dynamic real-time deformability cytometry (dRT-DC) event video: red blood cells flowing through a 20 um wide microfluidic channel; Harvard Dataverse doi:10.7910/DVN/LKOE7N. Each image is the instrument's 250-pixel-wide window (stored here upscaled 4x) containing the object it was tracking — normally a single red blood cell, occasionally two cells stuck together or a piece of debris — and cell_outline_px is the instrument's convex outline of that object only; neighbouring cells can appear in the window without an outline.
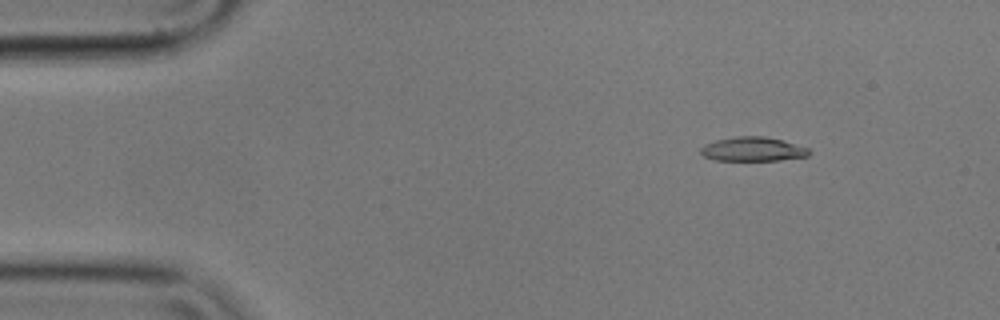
{"species": "common noctule bat (a hibernating species)", "species_latin": "Nyctalus noctula", "temperature_condition": "cold", "stored_images_in_passage": 8, "camera_frame_rate_fps": 3000, "um_per_image_px": 0.085, "animal": {"sex": "male", "body_mass_g": 17.9}, "frame": {"image": 1, "passage_image": 2, "time_ms": 0.333, "image_size_px": [1000, 320], "cell_outline_px": [[812, 152], [808, 156], [780, 160], [712, 160], [704, 156], [700, 152], [700, 148], [704, 144], [716, 140], [736, 136], [764, 136], [780, 140], [808, 148]], "centroid_in_image_um": [63.96, 12.68], "position_along_channel_um": 21.0, "area_um2": 15.2}}
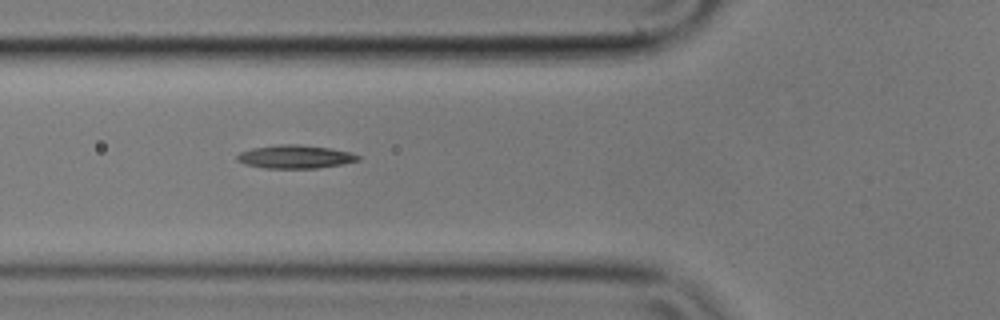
{"frame": {"image": 2, "passage_image": 6, "time_ms": 1.667, "image_size_px": [1000, 320], "cell_outline_px": [[360, 160], [340, 164], [316, 168], [264, 168], [244, 164], [236, 160], [236, 156], [240, 152], [252, 148], [280, 144], [300, 144], [328, 148], [348, 152], [360, 156]], "centroid_in_image_um": [25.03, 13.32], "position_along_channel_um": 100.8, "area_um2": 16.3}}
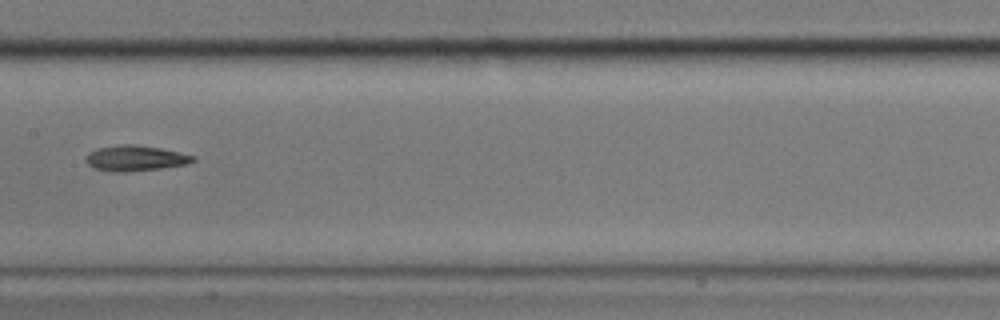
{"frame": {"image": 3, "passage_image": 8, "time_ms": 2.333, "image_size_px": [1000, 320], "cell_outline_px": [[196, 160], [188, 164], [160, 168], [124, 172], [112, 172], [92, 168], [84, 160], [88, 152], [96, 148], [120, 144], [136, 144], [160, 148], [196, 156]], "centroid_in_image_um": [11.46, 13.44], "position_along_channel_um": 195.9, "area_um2": 16.13}}